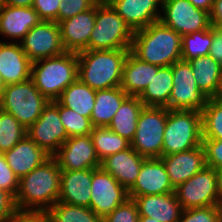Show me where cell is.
I'll return each instance as SVG.
<instances>
[{
	"label": "cell",
	"mask_w": 222,
	"mask_h": 222,
	"mask_svg": "<svg viewBox=\"0 0 222 222\" xmlns=\"http://www.w3.org/2000/svg\"><path fill=\"white\" fill-rule=\"evenodd\" d=\"M51 222H102L89 207L57 202L46 212Z\"/></svg>",
	"instance_id": "obj_33"
},
{
	"label": "cell",
	"mask_w": 222,
	"mask_h": 222,
	"mask_svg": "<svg viewBox=\"0 0 222 222\" xmlns=\"http://www.w3.org/2000/svg\"><path fill=\"white\" fill-rule=\"evenodd\" d=\"M26 136V128L12 115L0 109V153L12 149Z\"/></svg>",
	"instance_id": "obj_36"
},
{
	"label": "cell",
	"mask_w": 222,
	"mask_h": 222,
	"mask_svg": "<svg viewBox=\"0 0 222 222\" xmlns=\"http://www.w3.org/2000/svg\"><path fill=\"white\" fill-rule=\"evenodd\" d=\"M98 2H108L109 0H97Z\"/></svg>",
	"instance_id": "obj_54"
},
{
	"label": "cell",
	"mask_w": 222,
	"mask_h": 222,
	"mask_svg": "<svg viewBox=\"0 0 222 222\" xmlns=\"http://www.w3.org/2000/svg\"><path fill=\"white\" fill-rule=\"evenodd\" d=\"M3 155L7 164L19 179L51 157L27 135L12 149L3 152Z\"/></svg>",
	"instance_id": "obj_21"
},
{
	"label": "cell",
	"mask_w": 222,
	"mask_h": 222,
	"mask_svg": "<svg viewBox=\"0 0 222 222\" xmlns=\"http://www.w3.org/2000/svg\"><path fill=\"white\" fill-rule=\"evenodd\" d=\"M195 7L211 12L214 0H189Z\"/></svg>",
	"instance_id": "obj_48"
},
{
	"label": "cell",
	"mask_w": 222,
	"mask_h": 222,
	"mask_svg": "<svg viewBox=\"0 0 222 222\" xmlns=\"http://www.w3.org/2000/svg\"><path fill=\"white\" fill-rule=\"evenodd\" d=\"M42 20L33 7H0V35L21 42L29 30Z\"/></svg>",
	"instance_id": "obj_25"
},
{
	"label": "cell",
	"mask_w": 222,
	"mask_h": 222,
	"mask_svg": "<svg viewBox=\"0 0 222 222\" xmlns=\"http://www.w3.org/2000/svg\"><path fill=\"white\" fill-rule=\"evenodd\" d=\"M5 86H6V84L4 83V81L1 77V74H0V98L2 96V93L4 92Z\"/></svg>",
	"instance_id": "obj_53"
},
{
	"label": "cell",
	"mask_w": 222,
	"mask_h": 222,
	"mask_svg": "<svg viewBox=\"0 0 222 222\" xmlns=\"http://www.w3.org/2000/svg\"><path fill=\"white\" fill-rule=\"evenodd\" d=\"M53 157L61 170L96 169L101 164L90 135L68 137Z\"/></svg>",
	"instance_id": "obj_15"
},
{
	"label": "cell",
	"mask_w": 222,
	"mask_h": 222,
	"mask_svg": "<svg viewBox=\"0 0 222 222\" xmlns=\"http://www.w3.org/2000/svg\"><path fill=\"white\" fill-rule=\"evenodd\" d=\"M211 26L222 29V0H214L210 12Z\"/></svg>",
	"instance_id": "obj_47"
},
{
	"label": "cell",
	"mask_w": 222,
	"mask_h": 222,
	"mask_svg": "<svg viewBox=\"0 0 222 222\" xmlns=\"http://www.w3.org/2000/svg\"><path fill=\"white\" fill-rule=\"evenodd\" d=\"M212 46V26L209 29L182 36L181 58L189 61L196 57L208 56Z\"/></svg>",
	"instance_id": "obj_34"
},
{
	"label": "cell",
	"mask_w": 222,
	"mask_h": 222,
	"mask_svg": "<svg viewBox=\"0 0 222 222\" xmlns=\"http://www.w3.org/2000/svg\"><path fill=\"white\" fill-rule=\"evenodd\" d=\"M166 120V107L144 106L133 140L130 142L133 150L145 158H160Z\"/></svg>",
	"instance_id": "obj_8"
},
{
	"label": "cell",
	"mask_w": 222,
	"mask_h": 222,
	"mask_svg": "<svg viewBox=\"0 0 222 222\" xmlns=\"http://www.w3.org/2000/svg\"><path fill=\"white\" fill-rule=\"evenodd\" d=\"M134 32L108 2L95 5V26L88 50L130 49Z\"/></svg>",
	"instance_id": "obj_6"
},
{
	"label": "cell",
	"mask_w": 222,
	"mask_h": 222,
	"mask_svg": "<svg viewBox=\"0 0 222 222\" xmlns=\"http://www.w3.org/2000/svg\"><path fill=\"white\" fill-rule=\"evenodd\" d=\"M129 51L112 49L78 52V78L93 90L120 87L123 64Z\"/></svg>",
	"instance_id": "obj_3"
},
{
	"label": "cell",
	"mask_w": 222,
	"mask_h": 222,
	"mask_svg": "<svg viewBox=\"0 0 222 222\" xmlns=\"http://www.w3.org/2000/svg\"><path fill=\"white\" fill-rule=\"evenodd\" d=\"M143 107V102L138 96L129 95L122 102L108 127L131 142L136 132L138 118Z\"/></svg>",
	"instance_id": "obj_29"
},
{
	"label": "cell",
	"mask_w": 222,
	"mask_h": 222,
	"mask_svg": "<svg viewBox=\"0 0 222 222\" xmlns=\"http://www.w3.org/2000/svg\"><path fill=\"white\" fill-rule=\"evenodd\" d=\"M128 96L121 87L96 90L95 104L90 117L93 127L109 126L113 116Z\"/></svg>",
	"instance_id": "obj_27"
},
{
	"label": "cell",
	"mask_w": 222,
	"mask_h": 222,
	"mask_svg": "<svg viewBox=\"0 0 222 222\" xmlns=\"http://www.w3.org/2000/svg\"><path fill=\"white\" fill-rule=\"evenodd\" d=\"M61 169L51 156L43 164L19 179L15 196L19 212H47L58 202Z\"/></svg>",
	"instance_id": "obj_1"
},
{
	"label": "cell",
	"mask_w": 222,
	"mask_h": 222,
	"mask_svg": "<svg viewBox=\"0 0 222 222\" xmlns=\"http://www.w3.org/2000/svg\"><path fill=\"white\" fill-rule=\"evenodd\" d=\"M11 222H51L46 212H19Z\"/></svg>",
	"instance_id": "obj_46"
},
{
	"label": "cell",
	"mask_w": 222,
	"mask_h": 222,
	"mask_svg": "<svg viewBox=\"0 0 222 222\" xmlns=\"http://www.w3.org/2000/svg\"><path fill=\"white\" fill-rule=\"evenodd\" d=\"M3 5V0H0V7Z\"/></svg>",
	"instance_id": "obj_55"
},
{
	"label": "cell",
	"mask_w": 222,
	"mask_h": 222,
	"mask_svg": "<svg viewBox=\"0 0 222 222\" xmlns=\"http://www.w3.org/2000/svg\"><path fill=\"white\" fill-rule=\"evenodd\" d=\"M219 170L206 166L193 177L175 188L183 210L216 206Z\"/></svg>",
	"instance_id": "obj_11"
},
{
	"label": "cell",
	"mask_w": 222,
	"mask_h": 222,
	"mask_svg": "<svg viewBox=\"0 0 222 222\" xmlns=\"http://www.w3.org/2000/svg\"><path fill=\"white\" fill-rule=\"evenodd\" d=\"M129 198L135 201L139 216H147L160 222H178L183 210L175 192Z\"/></svg>",
	"instance_id": "obj_24"
},
{
	"label": "cell",
	"mask_w": 222,
	"mask_h": 222,
	"mask_svg": "<svg viewBox=\"0 0 222 222\" xmlns=\"http://www.w3.org/2000/svg\"><path fill=\"white\" fill-rule=\"evenodd\" d=\"M163 0H109L108 3L133 32L160 20ZM160 8V11L159 9Z\"/></svg>",
	"instance_id": "obj_17"
},
{
	"label": "cell",
	"mask_w": 222,
	"mask_h": 222,
	"mask_svg": "<svg viewBox=\"0 0 222 222\" xmlns=\"http://www.w3.org/2000/svg\"><path fill=\"white\" fill-rule=\"evenodd\" d=\"M202 145V114L198 110L167 109L162 155H171Z\"/></svg>",
	"instance_id": "obj_5"
},
{
	"label": "cell",
	"mask_w": 222,
	"mask_h": 222,
	"mask_svg": "<svg viewBox=\"0 0 222 222\" xmlns=\"http://www.w3.org/2000/svg\"><path fill=\"white\" fill-rule=\"evenodd\" d=\"M160 158L166 167L170 182L174 188L207 166L202 145L179 153L162 155Z\"/></svg>",
	"instance_id": "obj_18"
},
{
	"label": "cell",
	"mask_w": 222,
	"mask_h": 222,
	"mask_svg": "<svg viewBox=\"0 0 222 222\" xmlns=\"http://www.w3.org/2000/svg\"><path fill=\"white\" fill-rule=\"evenodd\" d=\"M18 213L15 196L0 189V222H11Z\"/></svg>",
	"instance_id": "obj_44"
},
{
	"label": "cell",
	"mask_w": 222,
	"mask_h": 222,
	"mask_svg": "<svg viewBox=\"0 0 222 222\" xmlns=\"http://www.w3.org/2000/svg\"><path fill=\"white\" fill-rule=\"evenodd\" d=\"M173 88L169 99L171 110H198L202 112L209 97L197 85L188 61L180 60L172 65Z\"/></svg>",
	"instance_id": "obj_10"
},
{
	"label": "cell",
	"mask_w": 222,
	"mask_h": 222,
	"mask_svg": "<svg viewBox=\"0 0 222 222\" xmlns=\"http://www.w3.org/2000/svg\"><path fill=\"white\" fill-rule=\"evenodd\" d=\"M172 88V65L161 67L158 71H154L153 79L138 98L144 106L166 107L169 109Z\"/></svg>",
	"instance_id": "obj_28"
},
{
	"label": "cell",
	"mask_w": 222,
	"mask_h": 222,
	"mask_svg": "<svg viewBox=\"0 0 222 222\" xmlns=\"http://www.w3.org/2000/svg\"><path fill=\"white\" fill-rule=\"evenodd\" d=\"M96 90L77 78L60 95L57 101L79 115L90 118L95 104Z\"/></svg>",
	"instance_id": "obj_30"
},
{
	"label": "cell",
	"mask_w": 222,
	"mask_h": 222,
	"mask_svg": "<svg viewBox=\"0 0 222 222\" xmlns=\"http://www.w3.org/2000/svg\"><path fill=\"white\" fill-rule=\"evenodd\" d=\"M161 11L160 21L181 36L211 28L210 13L189 0H163Z\"/></svg>",
	"instance_id": "obj_9"
},
{
	"label": "cell",
	"mask_w": 222,
	"mask_h": 222,
	"mask_svg": "<svg viewBox=\"0 0 222 222\" xmlns=\"http://www.w3.org/2000/svg\"><path fill=\"white\" fill-rule=\"evenodd\" d=\"M130 52L144 62L171 66L182 60V36L159 20L134 32Z\"/></svg>",
	"instance_id": "obj_2"
},
{
	"label": "cell",
	"mask_w": 222,
	"mask_h": 222,
	"mask_svg": "<svg viewBox=\"0 0 222 222\" xmlns=\"http://www.w3.org/2000/svg\"><path fill=\"white\" fill-rule=\"evenodd\" d=\"M49 102L29 79L5 86L0 98V109L12 114L28 129L40 117Z\"/></svg>",
	"instance_id": "obj_7"
},
{
	"label": "cell",
	"mask_w": 222,
	"mask_h": 222,
	"mask_svg": "<svg viewBox=\"0 0 222 222\" xmlns=\"http://www.w3.org/2000/svg\"><path fill=\"white\" fill-rule=\"evenodd\" d=\"M216 203L219 208L222 209V170H219L218 190Z\"/></svg>",
	"instance_id": "obj_50"
},
{
	"label": "cell",
	"mask_w": 222,
	"mask_h": 222,
	"mask_svg": "<svg viewBox=\"0 0 222 222\" xmlns=\"http://www.w3.org/2000/svg\"><path fill=\"white\" fill-rule=\"evenodd\" d=\"M160 68L139 60L129 51L123 64L120 87L128 95L139 96L153 79L154 71Z\"/></svg>",
	"instance_id": "obj_26"
},
{
	"label": "cell",
	"mask_w": 222,
	"mask_h": 222,
	"mask_svg": "<svg viewBox=\"0 0 222 222\" xmlns=\"http://www.w3.org/2000/svg\"><path fill=\"white\" fill-rule=\"evenodd\" d=\"M139 213L137 205L132 198L115 208L109 215L102 219V222H138Z\"/></svg>",
	"instance_id": "obj_39"
},
{
	"label": "cell",
	"mask_w": 222,
	"mask_h": 222,
	"mask_svg": "<svg viewBox=\"0 0 222 222\" xmlns=\"http://www.w3.org/2000/svg\"><path fill=\"white\" fill-rule=\"evenodd\" d=\"M90 136L100 162L106 157L131 146L130 141L113 132L108 126L93 127Z\"/></svg>",
	"instance_id": "obj_32"
},
{
	"label": "cell",
	"mask_w": 222,
	"mask_h": 222,
	"mask_svg": "<svg viewBox=\"0 0 222 222\" xmlns=\"http://www.w3.org/2000/svg\"><path fill=\"white\" fill-rule=\"evenodd\" d=\"M61 0H34L32 7L42 21H55L59 14Z\"/></svg>",
	"instance_id": "obj_43"
},
{
	"label": "cell",
	"mask_w": 222,
	"mask_h": 222,
	"mask_svg": "<svg viewBox=\"0 0 222 222\" xmlns=\"http://www.w3.org/2000/svg\"><path fill=\"white\" fill-rule=\"evenodd\" d=\"M77 78L78 56L75 52L65 51L62 55L32 63L30 79L49 101L57 100Z\"/></svg>",
	"instance_id": "obj_4"
},
{
	"label": "cell",
	"mask_w": 222,
	"mask_h": 222,
	"mask_svg": "<svg viewBox=\"0 0 222 222\" xmlns=\"http://www.w3.org/2000/svg\"><path fill=\"white\" fill-rule=\"evenodd\" d=\"M92 169L62 170L58 202L90 207Z\"/></svg>",
	"instance_id": "obj_23"
},
{
	"label": "cell",
	"mask_w": 222,
	"mask_h": 222,
	"mask_svg": "<svg viewBox=\"0 0 222 222\" xmlns=\"http://www.w3.org/2000/svg\"><path fill=\"white\" fill-rule=\"evenodd\" d=\"M26 135L53 156L68 138L59 116V102L50 101L40 117L26 129Z\"/></svg>",
	"instance_id": "obj_12"
},
{
	"label": "cell",
	"mask_w": 222,
	"mask_h": 222,
	"mask_svg": "<svg viewBox=\"0 0 222 222\" xmlns=\"http://www.w3.org/2000/svg\"><path fill=\"white\" fill-rule=\"evenodd\" d=\"M216 99L222 100V71L220 74L219 85L216 91Z\"/></svg>",
	"instance_id": "obj_51"
},
{
	"label": "cell",
	"mask_w": 222,
	"mask_h": 222,
	"mask_svg": "<svg viewBox=\"0 0 222 222\" xmlns=\"http://www.w3.org/2000/svg\"><path fill=\"white\" fill-rule=\"evenodd\" d=\"M59 116L68 137L90 135L93 130L90 118L79 115L74 110L62 106L60 103Z\"/></svg>",
	"instance_id": "obj_37"
},
{
	"label": "cell",
	"mask_w": 222,
	"mask_h": 222,
	"mask_svg": "<svg viewBox=\"0 0 222 222\" xmlns=\"http://www.w3.org/2000/svg\"><path fill=\"white\" fill-rule=\"evenodd\" d=\"M97 0H61L57 23L93 8Z\"/></svg>",
	"instance_id": "obj_40"
},
{
	"label": "cell",
	"mask_w": 222,
	"mask_h": 222,
	"mask_svg": "<svg viewBox=\"0 0 222 222\" xmlns=\"http://www.w3.org/2000/svg\"><path fill=\"white\" fill-rule=\"evenodd\" d=\"M198 88L209 98H216L222 67L211 56L196 57L188 61Z\"/></svg>",
	"instance_id": "obj_31"
},
{
	"label": "cell",
	"mask_w": 222,
	"mask_h": 222,
	"mask_svg": "<svg viewBox=\"0 0 222 222\" xmlns=\"http://www.w3.org/2000/svg\"><path fill=\"white\" fill-rule=\"evenodd\" d=\"M138 222H160V221L147 216H139Z\"/></svg>",
	"instance_id": "obj_52"
},
{
	"label": "cell",
	"mask_w": 222,
	"mask_h": 222,
	"mask_svg": "<svg viewBox=\"0 0 222 222\" xmlns=\"http://www.w3.org/2000/svg\"><path fill=\"white\" fill-rule=\"evenodd\" d=\"M10 41H0V74L6 85L29 80L33 63L19 41Z\"/></svg>",
	"instance_id": "obj_20"
},
{
	"label": "cell",
	"mask_w": 222,
	"mask_h": 222,
	"mask_svg": "<svg viewBox=\"0 0 222 222\" xmlns=\"http://www.w3.org/2000/svg\"><path fill=\"white\" fill-rule=\"evenodd\" d=\"M34 0H3V5L15 7H32Z\"/></svg>",
	"instance_id": "obj_49"
},
{
	"label": "cell",
	"mask_w": 222,
	"mask_h": 222,
	"mask_svg": "<svg viewBox=\"0 0 222 222\" xmlns=\"http://www.w3.org/2000/svg\"><path fill=\"white\" fill-rule=\"evenodd\" d=\"M90 209L101 219L109 215L128 198V190L101 167L92 169Z\"/></svg>",
	"instance_id": "obj_13"
},
{
	"label": "cell",
	"mask_w": 222,
	"mask_h": 222,
	"mask_svg": "<svg viewBox=\"0 0 222 222\" xmlns=\"http://www.w3.org/2000/svg\"><path fill=\"white\" fill-rule=\"evenodd\" d=\"M178 222H222V209L217 205L185 209Z\"/></svg>",
	"instance_id": "obj_38"
},
{
	"label": "cell",
	"mask_w": 222,
	"mask_h": 222,
	"mask_svg": "<svg viewBox=\"0 0 222 222\" xmlns=\"http://www.w3.org/2000/svg\"><path fill=\"white\" fill-rule=\"evenodd\" d=\"M209 56L217 62H222V29L212 26V46L210 47Z\"/></svg>",
	"instance_id": "obj_45"
},
{
	"label": "cell",
	"mask_w": 222,
	"mask_h": 222,
	"mask_svg": "<svg viewBox=\"0 0 222 222\" xmlns=\"http://www.w3.org/2000/svg\"><path fill=\"white\" fill-rule=\"evenodd\" d=\"M202 114V139H222V100L209 98Z\"/></svg>",
	"instance_id": "obj_35"
},
{
	"label": "cell",
	"mask_w": 222,
	"mask_h": 222,
	"mask_svg": "<svg viewBox=\"0 0 222 222\" xmlns=\"http://www.w3.org/2000/svg\"><path fill=\"white\" fill-rule=\"evenodd\" d=\"M208 167L222 170V139H202Z\"/></svg>",
	"instance_id": "obj_41"
},
{
	"label": "cell",
	"mask_w": 222,
	"mask_h": 222,
	"mask_svg": "<svg viewBox=\"0 0 222 222\" xmlns=\"http://www.w3.org/2000/svg\"><path fill=\"white\" fill-rule=\"evenodd\" d=\"M23 51L32 61L62 55L60 26L55 21H41L33 26L20 42Z\"/></svg>",
	"instance_id": "obj_14"
},
{
	"label": "cell",
	"mask_w": 222,
	"mask_h": 222,
	"mask_svg": "<svg viewBox=\"0 0 222 222\" xmlns=\"http://www.w3.org/2000/svg\"><path fill=\"white\" fill-rule=\"evenodd\" d=\"M145 159L130 146L103 159L100 167L129 190L135 183Z\"/></svg>",
	"instance_id": "obj_22"
},
{
	"label": "cell",
	"mask_w": 222,
	"mask_h": 222,
	"mask_svg": "<svg viewBox=\"0 0 222 222\" xmlns=\"http://www.w3.org/2000/svg\"><path fill=\"white\" fill-rule=\"evenodd\" d=\"M19 188V178L7 164L3 153H0V189L17 195Z\"/></svg>",
	"instance_id": "obj_42"
},
{
	"label": "cell",
	"mask_w": 222,
	"mask_h": 222,
	"mask_svg": "<svg viewBox=\"0 0 222 222\" xmlns=\"http://www.w3.org/2000/svg\"><path fill=\"white\" fill-rule=\"evenodd\" d=\"M166 167L161 158H146L133 186L128 190L129 197L160 195L174 192Z\"/></svg>",
	"instance_id": "obj_16"
},
{
	"label": "cell",
	"mask_w": 222,
	"mask_h": 222,
	"mask_svg": "<svg viewBox=\"0 0 222 222\" xmlns=\"http://www.w3.org/2000/svg\"><path fill=\"white\" fill-rule=\"evenodd\" d=\"M61 42L67 52L88 50L89 39L95 26V6L83 13L59 22Z\"/></svg>",
	"instance_id": "obj_19"
}]
</instances>
